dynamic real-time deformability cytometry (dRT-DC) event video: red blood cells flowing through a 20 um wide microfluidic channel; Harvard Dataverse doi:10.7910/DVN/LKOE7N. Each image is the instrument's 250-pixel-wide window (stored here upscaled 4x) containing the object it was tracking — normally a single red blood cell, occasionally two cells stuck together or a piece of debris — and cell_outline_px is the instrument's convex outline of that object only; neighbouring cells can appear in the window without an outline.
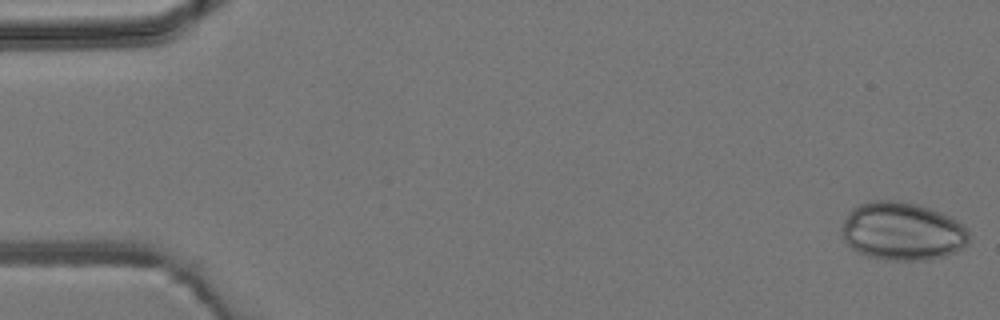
{"species": "common noctule bat (a hibernating species)", "species_latin": "Nyctalus noctula", "temperature_condition": "room temperature", "stored_images_in_passage": 5, "camera_frame_rate_fps": 3000, "um_per_image_px": 0.085, "animal": {"sex": "male", "body_mass_g": 19.2, "forearm_length_mm": 51.8}, "frame": {"image": 1, "passage_image": 1, "time_ms": 0.0, "image_size_px": [1000, 320], "cell_outline_px": [[968, 244], [964, 248], [944, 256], [928, 260], [884, 260], [868, 256], [852, 248], [844, 240], [840, 232], [840, 228], [844, 220], [852, 208], [860, 204], [876, 200], [896, 200], [916, 204], [940, 212], [956, 220], [968, 232]], "centroid_in_image_um": [76.67, 19.67], "position_along_channel_um": 8.3, "area_um2": 43.06}}